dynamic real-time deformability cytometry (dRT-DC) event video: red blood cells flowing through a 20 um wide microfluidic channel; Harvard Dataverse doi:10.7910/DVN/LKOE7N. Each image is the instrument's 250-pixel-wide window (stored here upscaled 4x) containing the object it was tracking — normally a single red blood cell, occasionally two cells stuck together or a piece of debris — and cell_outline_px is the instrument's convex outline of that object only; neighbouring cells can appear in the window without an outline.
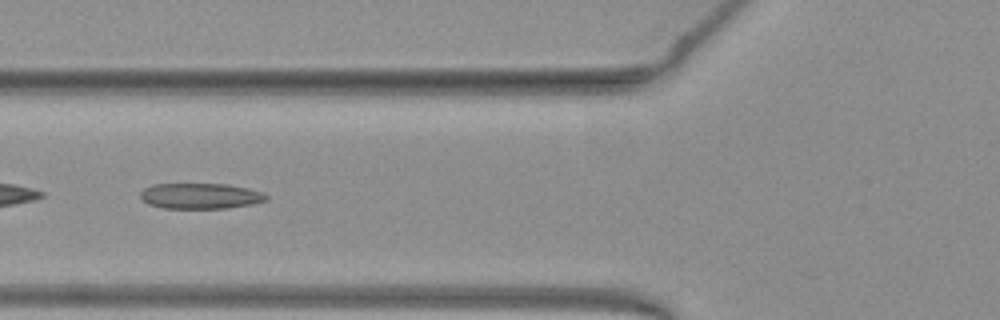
{"species": "common noctule bat (a hibernating species)", "species_latin": "Nyctalus noctula", "temperature_condition": "warm", "stored_images_in_passage": 22, "camera_frame_rate_fps": 3000, "um_per_image_px": 0.085, "animal": {"sex": "female", "body_mass_g": 19.3, "forearm_length_mm": 54.1}, "frame": {"image": 1, "passage_image": 4, "time_ms": 1.0, "image_size_px": [1000, 320], "cell_outline_px": [[268, 200], [252, 204], [228, 208], [164, 208], [148, 204], [140, 196], [140, 192], [144, 188], [152, 184], [228, 184], [248, 188], [264, 192], [268, 196]], "centroid_in_image_um": [17.06, 16.65], "position_along_channel_um": 108.7, "area_um2": 18.9}}
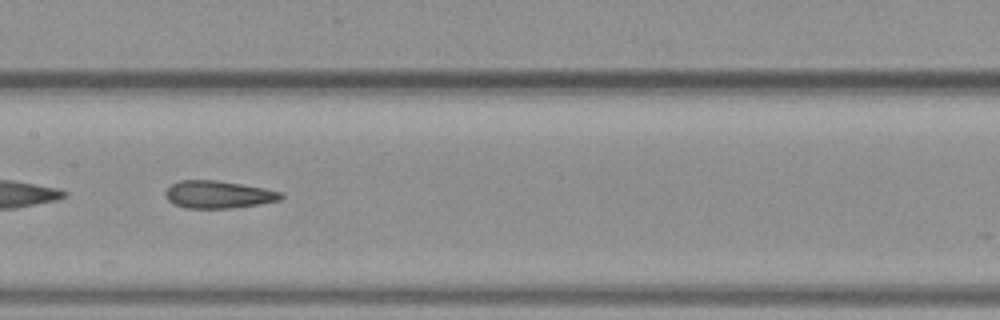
{"frame": {"image": 2, "passage_image": 10, "time_ms": 3.0, "image_size_px": [1000, 320], "cell_outline_px": [[284, 196], [280, 200], [260, 204], [236, 208], [184, 208], [168, 200], [164, 196], [164, 192], [172, 184], [180, 180], [216, 180], [264, 188], [280, 192]], "centroid_in_image_um": [18.54, 16.54], "position_along_channel_um": 188.9, "area_um2": 18.5}}
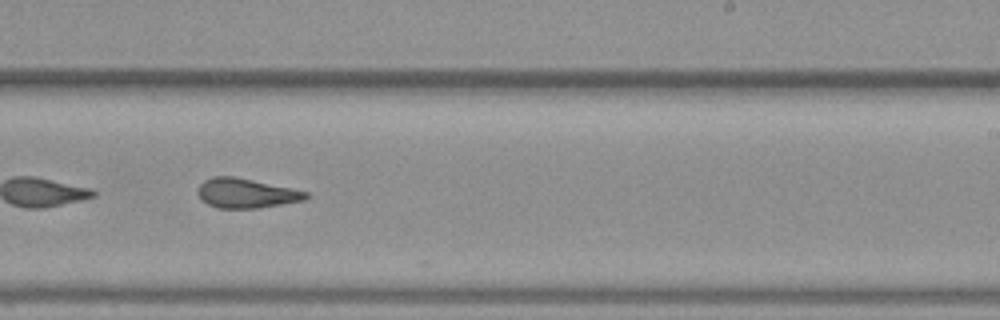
{"frame": {"image": 3, "passage_image": 16, "time_ms": 5.0, "image_size_px": [1000, 320], "cell_outline_px": [[308, 196], [304, 200], [256, 208], [216, 208], [208, 204], [196, 192], [200, 184], [204, 180], [212, 176], [232, 176], [252, 180], [308, 192]], "centroid_in_image_um": [20.87, 16.42], "position_along_channel_um": 268.1, "area_um2": 18.26}}